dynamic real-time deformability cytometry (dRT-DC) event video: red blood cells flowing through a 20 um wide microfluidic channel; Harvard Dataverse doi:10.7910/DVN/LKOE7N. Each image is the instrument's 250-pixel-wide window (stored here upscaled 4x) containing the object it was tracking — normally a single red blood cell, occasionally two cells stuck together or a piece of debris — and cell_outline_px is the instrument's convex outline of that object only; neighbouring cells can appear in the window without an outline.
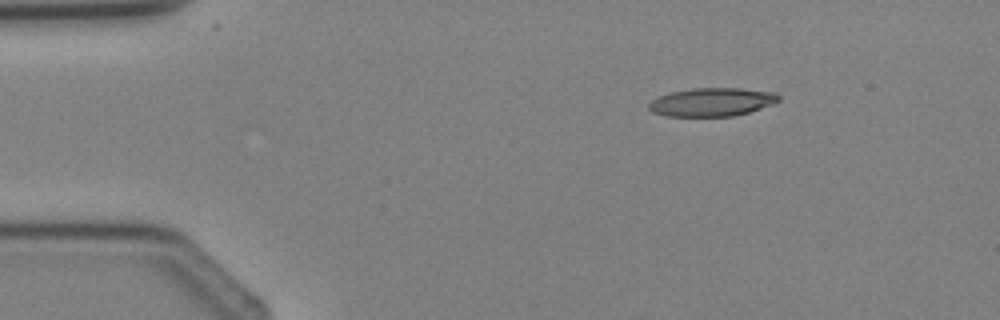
{"species": "Egyptian fruit bat (a non-hibernating species)", "species_latin": "Rousettus aegyptiacus", "temperature_condition": "cold", "stored_images_in_passage": 2, "camera_frame_rate_fps": 3000, "um_per_image_px": 0.085, "animal": {"sex": "female"}, "frame": {"image": 1, "passage_image": 1, "time_ms": 0.0, "image_size_px": [1000, 320], "cell_outline_px": [[780, 100], [772, 104], [748, 112], [732, 116], [664, 116], [652, 112], [648, 108], [648, 104], [652, 100], [660, 96], [672, 92], [692, 88], [740, 88], [776, 92], [780, 96]], "centroid_in_image_um": [60.51, 8.67], "position_along_channel_um": 24.5, "area_um2": 21.44}}